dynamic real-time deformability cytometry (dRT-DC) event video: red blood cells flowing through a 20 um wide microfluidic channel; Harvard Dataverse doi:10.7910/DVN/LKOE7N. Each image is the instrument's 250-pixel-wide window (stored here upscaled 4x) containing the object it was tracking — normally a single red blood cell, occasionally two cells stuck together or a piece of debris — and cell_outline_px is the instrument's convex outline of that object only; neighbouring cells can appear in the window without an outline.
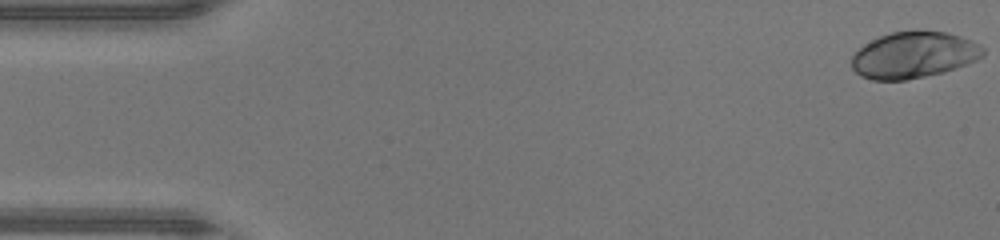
{"species": "human", "species_latin": "Homo sapiens", "temperature_condition": "warm", "stored_images_in_passage": 47, "camera_frame_rate_fps": 3000, "um_per_image_px": 0.085, "donor": {"sex": "male"}, "frame": {"image": 1, "passage_image": 1, "time_ms": 0.0, "image_size_px": [1000, 240], "cell_outline_px": [[984, 56], [976, 60], [944, 72], [904, 80], [872, 80], [860, 76], [852, 68], [852, 56], [864, 44], [880, 36], [892, 32], [916, 28], [920, 28], [944, 32], [960, 36], [972, 40], [980, 44], [984, 48]], "centroid_in_image_um": [77.68, 4.64], "position_along_channel_um": 7.3, "area_um2": 35.89}}
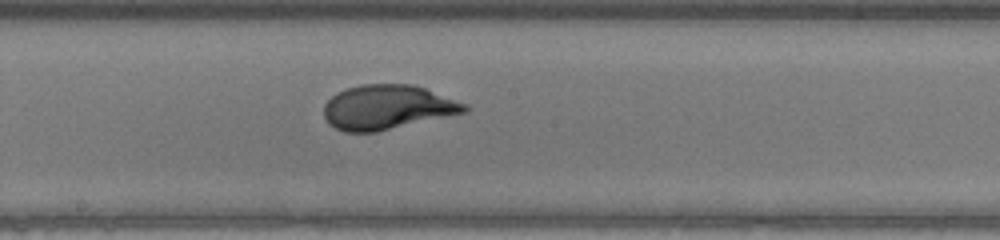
{"frame": {"image": 2, "passage_image": 25, "time_ms": 8.0, "image_size_px": [1000, 240], "cell_outline_px": [[472, 108], [468, 112], [376, 132], [344, 132], [328, 124], [324, 116], [324, 104], [336, 92], [360, 84], [412, 84], [424, 88], [468, 104]], "centroid_in_image_um": [32.94, 9.12], "position_along_channel_um": 215.3, "area_um2": 36.7}}
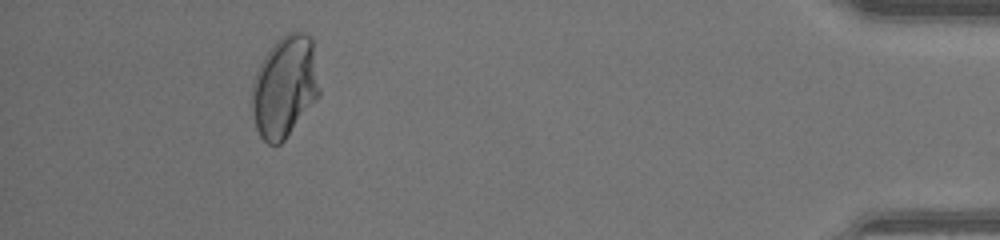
{"frame": {"image": 3, "passage_image": 43, "time_ms": 14.0, "image_size_px": [1000, 240], "cell_outline_px": [[320, 96], [284, 140], [280, 144], [268, 144], [260, 136], [256, 128], [252, 112], [252, 80], [264, 56], [272, 44], [276, 40], [288, 32], [304, 32], [312, 36], [320, 88]], "centroid_in_image_um": [24.21, 7.35], "position_along_channel_um": 411.0, "area_um2": 40.29}, "authors_computed_cell_mechanics": {"area_um2": 36.0672, "velocity_mm_per_s": 4.3924, "shape_relaxation_time_tau1_ms": 3.8958, "shape_relaxation_time_tau2_ms": null, "deformation_change_tau1": 0.1784, "deformation_change_tau2": null}}